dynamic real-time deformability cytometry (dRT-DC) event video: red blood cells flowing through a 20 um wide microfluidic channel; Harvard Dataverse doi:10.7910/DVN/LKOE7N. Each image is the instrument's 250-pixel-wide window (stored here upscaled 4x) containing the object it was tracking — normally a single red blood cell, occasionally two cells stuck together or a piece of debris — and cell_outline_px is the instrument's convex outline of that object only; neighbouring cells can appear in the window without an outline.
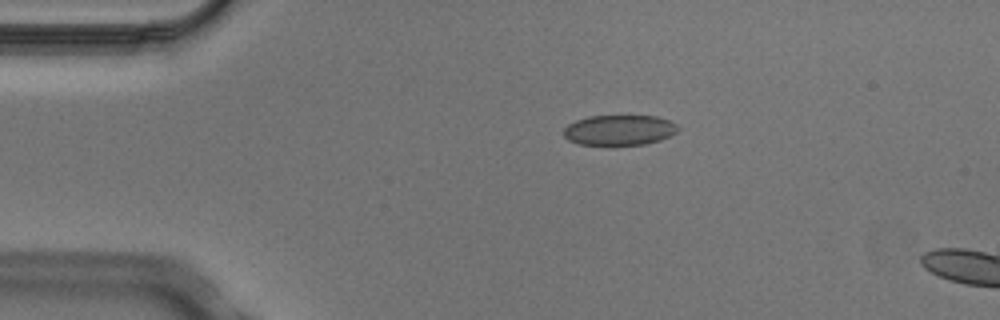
{"species": "Egyptian fruit bat (a non-hibernating species)", "species_latin": "Rousettus aegyptiacus", "temperature_condition": "cold", "stored_images_in_passage": 4, "camera_frame_rate_fps": 3000, "um_per_image_px": 0.085, "animal": {"sex": "male"}, "frame": {"image": 1, "passage_image": 2, "time_ms": 0.333, "image_size_px": [1000, 320], "cell_outline_px": [[680, 128], [676, 132], [660, 140], [644, 144], [612, 148], [580, 144], [568, 140], [564, 136], [564, 128], [568, 124], [576, 120], [588, 116], [656, 116], [668, 120], [676, 124]], "centroid_in_image_um": [52.61, 11.1], "position_along_channel_um": 32.4, "area_um2": 20.87}}